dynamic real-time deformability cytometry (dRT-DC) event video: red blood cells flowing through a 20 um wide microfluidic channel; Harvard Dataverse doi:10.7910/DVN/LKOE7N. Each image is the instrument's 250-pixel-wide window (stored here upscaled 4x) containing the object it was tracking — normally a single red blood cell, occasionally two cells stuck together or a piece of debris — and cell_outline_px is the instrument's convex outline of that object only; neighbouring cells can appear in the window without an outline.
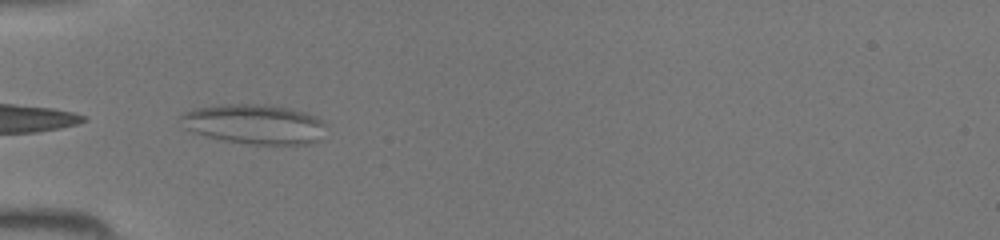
{"species": "common noctule bat (a hibernating species)", "species_latin": "Nyctalus noctula", "temperature_condition": "room temperature", "stored_images_in_passage": 6, "camera_frame_rate_fps": 3000, "um_per_image_px": 0.085, "animal": {"sex": "female", "body_mass_g": 19.5, "forearm_length_mm": 54.1}, "frame": {"image": 1, "passage_image": 1, "time_ms": 0.0, "image_size_px": [1000, 240], "cell_outline_px": [[320, 124], [316, 140], [308, 144], [244, 144], [220, 140], [196, 132], [188, 128], [180, 116], [184, 112], [196, 108], [224, 104], [268, 104], [288, 108], [304, 112], [316, 116], [320, 120]], "centroid_in_image_um": [21.55, 10.54], "position_along_channel_um": 63.4, "area_um2": 32.71}}
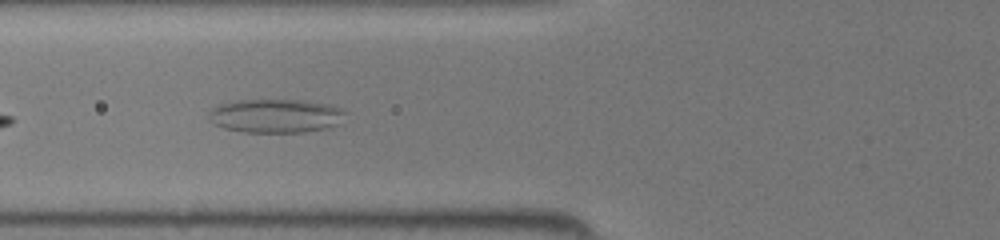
{"frame": {"image": 2, "passage_image": 4, "time_ms": 1.0, "image_size_px": [1000, 240], "cell_outline_px": [[344, 112], [336, 124], [324, 128], [300, 132], [244, 132], [224, 128], [216, 124], [212, 120], [208, 112], [212, 108], [220, 104], [236, 100], [300, 100], [328, 104], [340, 108]], "centroid_in_image_um": [23.37, 9.84], "position_along_channel_um": 102.4, "area_um2": 26.3}}